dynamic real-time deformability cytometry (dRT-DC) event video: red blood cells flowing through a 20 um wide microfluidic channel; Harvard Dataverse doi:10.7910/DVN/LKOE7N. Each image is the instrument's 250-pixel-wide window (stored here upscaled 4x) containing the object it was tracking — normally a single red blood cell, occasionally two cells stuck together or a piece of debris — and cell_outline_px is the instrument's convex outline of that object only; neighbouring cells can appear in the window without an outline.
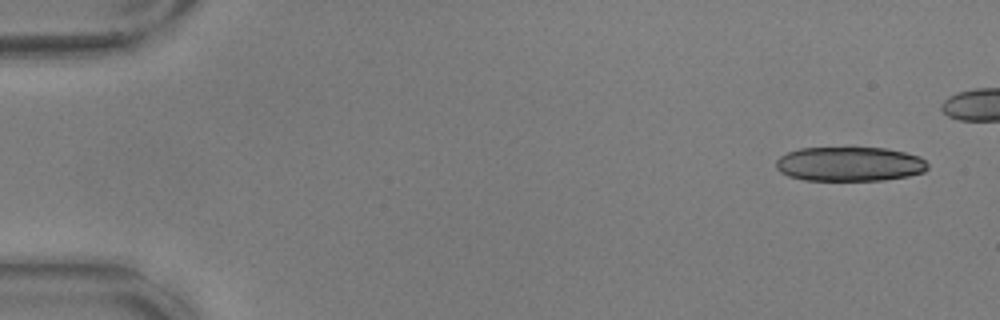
{"species": "common noctule bat (a hibernating species)", "species_latin": "Nyctalus noctula", "temperature_condition": "warm", "stored_images_in_passage": 40, "segment_of_instrument_passage": [1, 2], "camera_frame_rate_fps": 3000, "um_per_image_px": 0.085, "animal": {"sex": "male", "body_mass_g": 17.9, "forearm_length_mm": 54.2}, "frame": {"image": 1, "passage_image": 1, "time_ms": 0.0, "image_size_px": [1000, 320], "cell_outline_px": [[928, 168], [924, 172], [908, 176], [884, 180], [804, 180], [788, 176], [780, 172], [776, 168], [776, 160], [780, 156], [788, 152], [800, 148], [884, 148], [904, 152], [920, 156], [928, 164]], "centroid_in_image_um": [72.21, 13.95], "position_along_channel_um": 12.8, "area_um2": 30.46}}
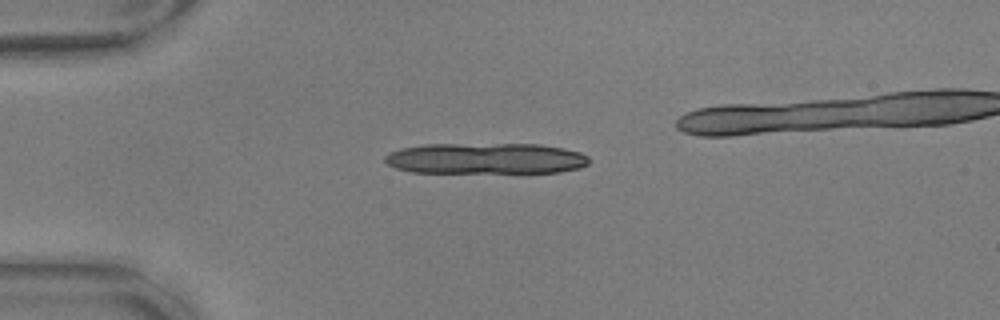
{"frame": {"image": 2, "passage_image": 12, "time_ms": 3.667, "image_size_px": [1000, 320], "cell_outline_px": [[588, 164], [580, 168], [560, 172], [412, 172], [396, 168], [388, 164], [384, 160], [384, 156], [388, 152], [400, 148], [424, 144], [540, 144], [564, 148], [580, 152], [588, 156]], "centroid_in_image_um": [41.27, 13.46], "position_along_channel_um": 43.7, "area_um2": 36.99}}